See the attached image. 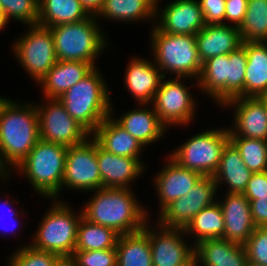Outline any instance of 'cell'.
<instances>
[{"label":"cell","instance_id":"1","mask_svg":"<svg viewBox=\"0 0 267 266\" xmlns=\"http://www.w3.org/2000/svg\"><path fill=\"white\" fill-rule=\"evenodd\" d=\"M39 140V121L35 102H18L2 96L0 99V173L11 177L13 170L28 156Z\"/></svg>","mask_w":267,"mask_h":266},{"label":"cell","instance_id":"2","mask_svg":"<svg viewBox=\"0 0 267 266\" xmlns=\"http://www.w3.org/2000/svg\"><path fill=\"white\" fill-rule=\"evenodd\" d=\"M129 188H99L81 207L82 217L91 223L106 226L118 234L142 230L151 216ZM145 206V207H144Z\"/></svg>","mask_w":267,"mask_h":266},{"label":"cell","instance_id":"3","mask_svg":"<svg viewBox=\"0 0 267 266\" xmlns=\"http://www.w3.org/2000/svg\"><path fill=\"white\" fill-rule=\"evenodd\" d=\"M98 69V66L95 67L58 98L67 113L90 134L111 115L113 100L105 77Z\"/></svg>","mask_w":267,"mask_h":266},{"label":"cell","instance_id":"4","mask_svg":"<svg viewBox=\"0 0 267 266\" xmlns=\"http://www.w3.org/2000/svg\"><path fill=\"white\" fill-rule=\"evenodd\" d=\"M67 149L64 145L40 139L14 170L19 177L27 179L40 197L61 200Z\"/></svg>","mask_w":267,"mask_h":266},{"label":"cell","instance_id":"5","mask_svg":"<svg viewBox=\"0 0 267 266\" xmlns=\"http://www.w3.org/2000/svg\"><path fill=\"white\" fill-rule=\"evenodd\" d=\"M150 29L151 56L155 58L153 61L162 75L190 78V81L196 79L197 82L202 61L198 54L196 35L163 33L155 25Z\"/></svg>","mask_w":267,"mask_h":266},{"label":"cell","instance_id":"6","mask_svg":"<svg viewBox=\"0 0 267 266\" xmlns=\"http://www.w3.org/2000/svg\"><path fill=\"white\" fill-rule=\"evenodd\" d=\"M99 21L101 20H97L96 16H90L79 22L49 27L57 59L86 62L97 67V58L110 45Z\"/></svg>","mask_w":267,"mask_h":266},{"label":"cell","instance_id":"7","mask_svg":"<svg viewBox=\"0 0 267 266\" xmlns=\"http://www.w3.org/2000/svg\"><path fill=\"white\" fill-rule=\"evenodd\" d=\"M70 206L64 199H51V205L39 221L36 233L31 236L30 245L33 248L58 256H72L82 212L81 209L74 211Z\"/></svg>","mask_w":267,"mask_h":266},{"label":"cell","instance_id":"8","mask_svg":"<svg viewBox=\"0 0 267 266\" xmlns=\"http://www.w3.org/2000/svg\"><path fill=\"white\" fill-rule=\"evenodd\" d=\"M229 141L228 127L207 128L173 148L169 156L184 168L213 177Z\"/></svg>","mask_w":267,"mask_h":266},{"label":"cell","instance_id":"9","mask_svg":"<svg viewBox=\"0 0 267 266\" xmlns=\"http://www.w3.org/2000/svg\"><path fill=\"white\" fill-rule=\"evenodd\" d=\"M12 44L14 58L27 75L38 84L58 61L50 28L28 25ZM28 29V30H27Z\"/></svg>","mask_w":267,"mask_h":266},{"label":"cell","instance_id":"10","mask_svg":"<svg viewBox=\"0 0 267 266\" xmlns=\"http://www.w3.org/2000/svg\"><path fill=\"white\" fill-rule=\"evenodd\" d=\"M167 78L162 79L152 105L159 120L168 130L171 126L175 128V125L187 128L195 121L198 109L197 99L191 93L189 86H186L187 82L185 84L189 78Z\"/></svg>","mask_w":267,"mask_h":266},{"label":"cell","instance_id":"11","mask_svg":"<svg viewBox=\"0 0 267 266\" xmlns=\"http://www.w3.org/2000/svg\"><path fill=\"white\" fill-rule=\"evenodd\" d=\"M43 100L35 102L41 140L71 147L84 143L91 136L57 98L43 97Z\"/></svg>","mask_w":267,"mask_h":266},{"label":"cell","instance_id":"12","mask_svg":"<svg viewBox=\"0 0 267 266\" xmlns=\"http://www.w3.org/2000/svg\"><path fill=\"white\" fill-rule=\"evenodd\" d=\"M218 190L212 176H202L185 196L172 201L156 214V222L166 228L185 229L203 208L219 199L216 197Z\"/></svg>","mask_w":267,"mask_h":266},{"label":"cell","instance_id":"13","mask_svg":"<svg viewBox=\"0 0 267 266\" xmlns=\"http://www.w3.org/2000/svg\"><path fill=\"white\" fill-rule=\"evenodd\" d=\"M148 221L143 230L148 234L153 266H196L194 244L188 243L184 229L166 228Z\"/></svg>","mask_w":267,"mask_h":266},{"label":"cell","instance_id":"14","mask_svg":"<svg viewBox=\"0 0 267 266\" xmlns=\"http://www.w3.org/2000/svg\"><path fill=\"white\" fill-rule=\"evenodd\" d=\"M90 192L102 188L97 162V142L90 136L84 143L68 147L63 189Z\"/></svg>","mask_w":267,"mask_h":266},{"label":"cell","instance_id":"15","mask_svg":"<svg viewBox=\"0 0 267 266\" xmlns=\"http://www.w3.org/2000/svg\"><path fill=\"white\" fill-rule=\"evenodd\" d=\"M221 108L233 109V126L228 128L229 136L267 141V107L260 97H236L225 102Z\"/></svg>","mask_w":267,"mask_h":266},{"label":"cell","instance_id":"16","mask_svg":"<svg viewBox=\"0 0 267 266\" xmlns=\"http://www.w3.org/2000/svg\"><path fill=\"white\" fill-rule=\"evenodd\" d=\"M169 2V3H168ZM155 12V26L163 33L196 35L205 27L198 0H172Z\"/></svg>","mask_w":267,"mask_h":266},{"label":"cell","instance_id":"17","mask_svg":"<svg viewBox=\"0 0 267 266\" xmlns=\"http://www.w3.org/2000/svg\"><path fill=\"white\" fill-rule=\"evenodd\" d=\"M165 164L153 177L154 190L159 205V213L172 201L185 196L202 175L194 170L180 166L169 155L165 156Z\"/></svg>","mask_w":267,"mask_h":266},{"label":"cell","instance_id":"18","mask_svg":"<svg viewBox=\"0 0 267 266\" xmlns=\"http://www.w3.org/2000/svg\"><path fill=\"white\" fill-rule=\"evenodd\" d=\"M97 162L102 188H129L145 173L144 160L112 154L97 143Z\"/></svg>","mask_w":267,"mask_h":266},{"label":"cell","instance_id":"19","mask_svg":"<svg viewBox=\"0 0 267 266\" xmlns=\"http://www.w3.org/2000/svg\"><path fill=\"white\" fill-rule=\"evenodd\" d=\"M130 60V61H129ZM124 70V85L138 104H152L164 76L153 59L145 57L129 58ZM153 61V62H152Z\"/></svg>","mask_w":267,"mask_h":266},{"label":"cell","instance_id":"20","mask_svg":"<svg viewBox=\"0 0 267 266\" xmlns=\"http://www.w3.org/2000/svg\"><path fill=\"white\" fill-rule=\"evenodd\" d=\"M223 196V199L217 200L225 222L222 238L244 245L256 228L251 216L250 202L244 194L226 193Z\"/></svg>","mask_w":267,"mask_h":266},{"label":"cell","instance_id":"21","mask_svg":"<svg viewBox=\"0 0 267 266\" xmlns=\"http://www.w3.org/2000/svg\"><path fill=\"white\" fill-rule=\"evenodd\" d=\"M123 112L114 120L144 147L163 139L168 132L152 104H138L136 108Z\"/></svg>","mask_w":267,"mask_h":266},{"label":"cell","instance_id":"22","mask_svg":"<svg viewBox=\"0 0 267 266\" xmlns=\"http://www.w3.org/2000/svg\"><path fill=\"white\" fill-rule=\"evenodd\" d=\"M114 107L111 115L106 117L91 134V137L105 150L112 154L142 159L145 147L114 120Z\"/></svg>","mask_w":267,"mask_h":266},{"label":"cell","instance_id":"23","mask_svg":"<svg viewBox=\"0 0 267 266\" xmlns=\"http://www.w3.org/2000/svg\"><path fill=\"white\" fill-rule=\"evenodd\" d=\"M196 42L202 63L215 56L228 55L243 43L239 27L228 24L205 25L196 34Z\"/></svg>","mask_w":267,"mask_h":266},{"label":"cell","instance_id":"24","mask_svg":"<svg viewBox=\"0 0 267 266\" xmlns=\"http://www.w3.org/2000/svg\"><path fill=\"white\" fill-rule=\"evenodd\" d=\"M196 266H246L244 245L223 238L206 239L194 245Z\"/></svg>","mask_w":267,"mask_h":266},{"label":"cell","instance_id":"25","mask_svg":"<svg viewBox=\"0 0 267 266\" xmlns=\"http://www.w3.org/2000/svg\"><path fill=\"white\" fill-rule=\"evenodd\" d=\"M94 68L92 64L86 62L58 60L37 84L42 89L41 96L58 99Z\"/></svg>","mask_w":267,"mask_h":266},{"label":"cell","instance_id":"26","mask_svg":"<svg viewBox=\"0 0 267 266\" xmlns=\"http://www.w3.org/2000/svg\"><path fill=\"white\" fill-rule=\"evenodd\" d=\"M228 55L212 57L202 63L201 73L197 83H191L190 87L200 90L202 94L213 100L219 107L228 101ZM196 85V86H194Z\"/></svg>","mask_w":267,"mask_h":266},{"label":"cell","instance_id":"27","mask_svg":"<svg viewBox=\"0 0 267 266\" xmlns=\"http://www.w3.org/2000/svg\"><path fill=\"white\" fill-rule=\"evenodd\" d=\"M251 175L252 172L244 164L239 150L229 141L213 175L217 188L225 186L226 193L243 194Z\"/></svg>","mask_w":267,"mask_h":266},{"label":"cell","instance_id":"28","mask_svg":"<svg viewBox=\"0 0 267 266\" xmlns=\"http://www.w3.org/2000/svg\"><path fill=\"white\" fill-rule=\"evenodd\" d=\"M247 66L244 80V97L267 95V42H243Z\"/></svg>","mask_w":267,"mask_h":266},{"label":"cell","instance_id":"29","mask_svg":"<svg viewBox=\"0 0 267 266\" xmlns=\"http://www.w3.org/2000/svg\"><path fill=\"white\" fill-rule=\"evenodd\" d=\"M155 12L156 9L147 0H105L96 19L128 22L127 24H137L145 20L153 22L150 26L152 27L155 25Z\"/></svg>","mask_w":267,"mask_h":266},{"label":"cell","instance_id":"30","mask_svg":"<svg viewBox=\"0 0 267 266\" xmlns=\"http://www.w3.org/2000/svg\"><path fill=\"white\" fill-rule=\"evenodd\" d=\"M89 17L80 0H39L40 26L49 28L79 22Z\"/></svg>","mask_w":267,"mask_h":266},{"label":"cell","instance_id":"31","mask_svg":"<svg viewBox=\"0 0 267 266\" xmlns=\"http://www.w3.org/2000/svg\"><path fill=\"white\" fill-rule=\"evenodd\" d=\"M116 252L117 266H153L149 237L143 229L120 235Z\"/></svg>","mask_w":267,"mask_h":266},{"label":"cell","instance_id":"32","mask_svg":"<svg viewBox=\"0 0 267 266\" xmlns=\"http://www.w3.org/2000/svg\"><path fill=\"white\" fill-rule=\"evenodd\" d=\"M225 222L220 204H214L203 208L184 229L186 237L194 245L206 239L222 238ZM193 236V237H192ZM194 238V239H193Z\"/></svg>","mask_w":267,"mask_h":266},{"label":"cell","instance_id":"33","mask_svg":"<svg viewBox=\"0 0 267 266\" xmlns=\"http://www.w3.org/2000/svg\"><path fill=\"white\" fill-rule=\"evenodd\" d=\"M119 236L112 228L91 223L81 217L75 251L116 249Z\"/></svg>","mask_w":267,"mask_h":266},{"label":"cell","instance_id":"34","mask_svg":"<svg viewBox=\"0 0 267 266\" xmlns=\"http://www.w3.org/2000/svg\"><path fill=\"white\" fill-rule=\"evenodd\" d=\"M239 32L243 42H267V0H248Z\"/></svg>","mask_w":267,"mask_h":266},{"label":"cell","instance_id":"35","mask_svg":"<svg viewBox=\"0 0 267 266\" xmlns=\"http://www.w3.org/2000/svg\"><path fill=\"white\" fill-rule=\"evenodd\" d=\"M230 141L241 154L244 164L252 173L267 171V141L256 138L230 136Z\"/></svg>","mask_w":267,"mask_h":266},{"label":"cell","instance_id":"36","mask_svg":"<svg viewBox=\"0 0 267 266\" xmlns=\"http://www.w3.org/2000/svg\"><path fill=\"white\" fill-rule=\"evenodd\" d=\"M0 9L8 23L16 20L21 25H37L39 0H0Z\"/></svg>","mask_w":267,"mask_h":266},{"label":"cell","instance_id":"37","mask_svg":"<svg viewBox=\"0 0 267 266\" xmlns=\"http://www.w3.org/2000/svg\"><path fill=\"white\" fill-rule=\"evenodd\" d=\"M247 66L246 50L240 46L229 54L228 63V100L244 97V80Z\"/></svg>","mask_w":267,"mask_h":266},{"label":"cell","instance_id":"38","mask_svg":"<svg viewBox=\"0 0 267 266\" xmlns=\"http://www.w3.org/2000/svg\"><path fill=\"white\" fill-rule=\"evenodd\" d=\"M55 253L33 248L30 243H24L16 248L7 258V266H53L59 258Z\"/></svg>","mask_w":267,"mask_h":266},{"label":"cell","instance_id":"39","mask_svg":"<svg viewBox=\"0 0 267 266\" xmlns=\"http://www.w3.org/2000/svg\"><path fill=\"white\" fill-rule=\"evenodd\" d=\"M244 248L249 263L267 266V227H256Z\"/></svg>","mask_w":267,"mask_h":266},{"label":"cell","instance_id":"40","mask_svg":"<svg viewBox=\"0 0 267 266\" xmlns=\"http://www.w3.org/2000/svg\"><path fill=\"white\" fill-rule=\"evenodd\" d=\"M71 257L77 266H117L116 249L74 251Z\"/></svg>","mask_w":267,"mask_h":266},{"label":"cell","instance_id":"41","mask_svg":"<svg viewBox=\"0 0 267 266\" xmlns=\"http://www.w3.org/2000/svg\"><path fill=\"white\" fill-rule=\"evenodd\" d=\"M205 25L225 24L226 0H198Z\"/></svg>","mask_w":267,"mask_h":266},{"label":"cell","instance_id":"42","mask_svg":"<svg viewBox=\"0 0 267 266\" xmlns=\"http://www.w3.org/2000/svg\"><path fill=\"white\" fill-rule=\"evenodd\" d=\"M247 3L248 0H226L225 24L239 27L244 21Z\"/></svg>","mask_w":267,"mask_h":266},{"label":"cell","instance_id":"43","mask_svg":"<svg viewBox=\"0 0 267 266\" xmlns=\"http://www.w3.org/2000/svg\"><path fill=\"white\" fill-rule=\"evenodd\" d=\"M243 194L248 200L267 194V171L252 173Z\"/></svg>","mask_w":267,"mask_h":266},{"label":"cell","instance_id":"44","mask_svg":"<svg viewBox=\"0 0 267 266\" xmlns=\"http://www.w3.org/2000/svg\"><path fill=\"white\" fill-rule=\"evenodd\" d=\"M13 198V200L11 199V201L10 200H7V198H4V200L5 201H2V203L0 202V207L1 208H7L6 209V211H9L7 214L5 213V211H4V214H2V212H3V209H2V211H0V228H2L1 230H3V232L5 231V232H7L8 230L10 231V232H12V234H13V236H15L14 234H15V232H16V226H17V223H19L18 221L20 220L18 217L19 216H21V215H25L24 213H25V209H21V208H19L18 210L16 209V208H13L12 206H13V204L14 205H16L15 204V202H18L19 203V201H17L14 197H12ZM9 209V210H8ZM15 209H16V211H15ZM21 209V210H20ZM20 210V211H19ZM2 214V215H1ZM4 215V216H3ZM5 215H7V216H5ZM8 218V219H11V221H13L12 223H14V224H12V226H5L6 228H8L7 230H6V228L5 227H3V224H2V222H1V220L3 221V220H6V219ZM10 225H11V223H10ZM9 227L11 228V230L9 229Z\"/></svg>","mask_w":267,"mask_h":266},{"label":"cell","instance_id":"45","mask_svg":"<svg viewBox=\"0 0 267 266\" xmlns=\"http://www.w3.org/2000/svg\"><path fill=\"white\" fill-rule=\"evenodd\" d=\"M251 216L256 227H267V194L249 200Z\"/></svg>","mask_w":267,"mask_h":266},{"label":"cell","instance_id":"46","mask_svg":"<svg viewBox=\"0 0 267 266\" xmlns=\"http://www.w3.org/2000/svg\"><path fill=\"white\" fill-rule=\"evenodd\" d=\"M80 2L90 16H97L105 0H80Z\"/></svg>","mask_w":267,"mask_h":266},{"label":"cell","instance_id":"47","mask_svg":"<svg viewBox=\"0 0 267 266\" xmlns=\"http://www.w3.org/2000/svg\"><path fill=\"white\" fill-rule=\"evenodd\" d=\"M53 266H77L75 260L71 256H60Z\"/></svg>","mask_w":267,"mask_h":266},{"label":"cell","instance_id":"48","mask_svg":"<svg viewBox=\"0 0 267 266\" xmlns=\"http://www.w3.org/2000/svg\"><path fill=\"white\" fill-rule=\"evenodd\" d=\"M8 24H9V23L7 22L5 16L3 15V11L0 9V30H1V31H4L3 29H4L5 27H7Z\"/></svg>","mask_w":267,"mask_h":266},{"label":"cell","instance_id":"49","mask_svg":"<svg viewBox=\"0 0 267 266\" xmlns=\"http://www.w3.org/2000/svg\"><path fill=\"white\" fill-rule=\"evenodd\" d=\"M9 178H10L9 176H3L0 173V182L2 181V185L4 184V186L6 185V187H8L7 184H5V183H8L7 180H9V182H10V179Z\"/></svg>","mask_w":267,"mask_h":266},{"label":"cell","instance_id":"50","mask_svg":"<svg viewBox=\"0 0 267 266\" xmlns=\"http://www.w3.org/2000/svg\"><path fill=\"white\" fill-rule=\"evenodd\" d=\"M155 9L160 2L159 0H147Z\"/></svg>","mask_w":267,"mask_h":266},{"label":"cell","instance_id":"51","mask_svg":"<svg viewBox=\"0 0 267 266\" xmlns=\"http://www.w3.org/2000/svg\"><path fill=\"white\" fill-rule=\"evenodd\" d=\"M266 104V107H267V95H264L262 97H260Z\"/></svg>","mask_w":267,"mask_h":266},{"label":"cell","instance_id":"52","mask_svg":"<svg viewBox=\"0 0 267 266\" xmlns=\"http://www.w3.org/2000/svg\"><path fill=\"white\" fill-rule=\"evenodd\" d=\"M246 266H260V265H257V264H254V263H249V262H247V263H246Z\"/></svg>","mask_w":267,"mask_h":266}]
</instances>
